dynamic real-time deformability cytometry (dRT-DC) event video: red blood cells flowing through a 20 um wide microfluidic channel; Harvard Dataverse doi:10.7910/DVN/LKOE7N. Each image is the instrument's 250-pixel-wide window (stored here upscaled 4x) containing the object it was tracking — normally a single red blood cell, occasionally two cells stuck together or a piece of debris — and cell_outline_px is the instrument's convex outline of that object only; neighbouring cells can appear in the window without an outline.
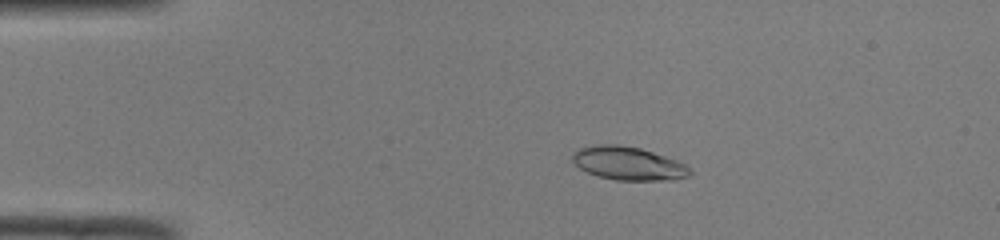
{"species": "common noctule bat (a hibernating species)", "species_latin": "Nyctalus noctula", "temperature_condition": "room temperature", "stored_images_in_passage": 49, "camera_frame_rate_fps": 3000, "um_per_image_px": 0.085, "animal": {"sex": "male", "body_mass_g": 19.0, "forearm_length_mm": 50.8}, "frame": {"image": 1, "passage_image": 9, "time_ms": 2.667, "image_size_px": [1000, 240], "cell_outline_px": [[692, 172], [688, 176], [672, 180], [616, 180], [596, 176], [580, 168], [572, 160], [572, 156], [580, 148], [600, 144], [620, 144], [640, 148], [676, 160], [692, 168]], "centroid_in_image_um": [53.42, 13.9], "position_along_channel_um": 31.6, "area_um2": 22.72}}
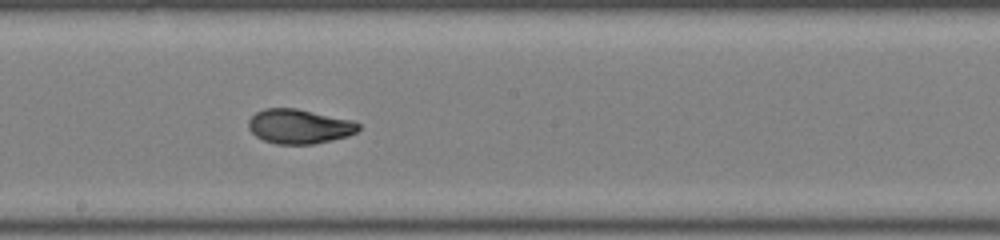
{"frame": {"image": 2, "passage_image": 27, "time_ms": 8.667, "image_size_px": [1000, 240], "cell_outline_px": [[360, 128], [356, 132], [348, 136], [332, 140], [312, 144], [276, 144], [264, 140], [256, 136], [248, 128], [248, 120], [256, 112], [264, 108], [296, 108], [352, 120], [360, 124]], "centroid_in_image_um": [25.43, 10.74], "position_along_channel_um": 222.8, "area_um2": 22.14}}
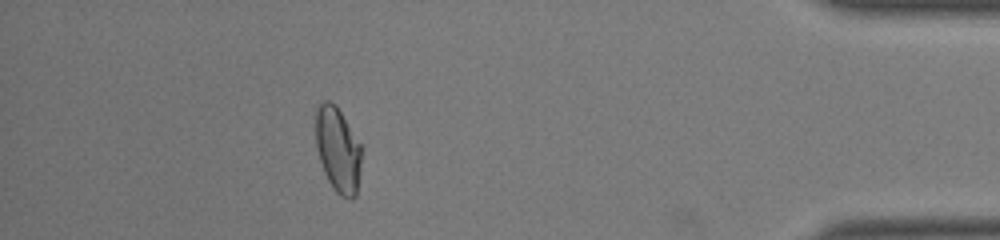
{"frame": {"image": 3, "passage_image": 44, "time_ms": 14.333, "image_size_px": [1000, 240], "cell_outline_px": [[364, 148], [356, 196], [352, 200], [348, 200], [340, 196], [332, 188], [324, 172], [316, 148], [316, 108], [324, 100], [328, 100], [336, 104], [364, 144]], "centroid_in_image_um": [28.78, 12.72], "position_along_channel_um": 406.4, "area_um2": 23.76}, "authors_computed_cell_mechanics": {"area_um2": 22.7154, "velocity_mm_per_s": 4.0628, "shape_relaxation_time_tau1_ms": 5.7154, "shape_relaxation_time_tau2_ms": 1.1159, "deformation_change_tau1": 0.2041, "deformation_change_tau2": 0.0597}}